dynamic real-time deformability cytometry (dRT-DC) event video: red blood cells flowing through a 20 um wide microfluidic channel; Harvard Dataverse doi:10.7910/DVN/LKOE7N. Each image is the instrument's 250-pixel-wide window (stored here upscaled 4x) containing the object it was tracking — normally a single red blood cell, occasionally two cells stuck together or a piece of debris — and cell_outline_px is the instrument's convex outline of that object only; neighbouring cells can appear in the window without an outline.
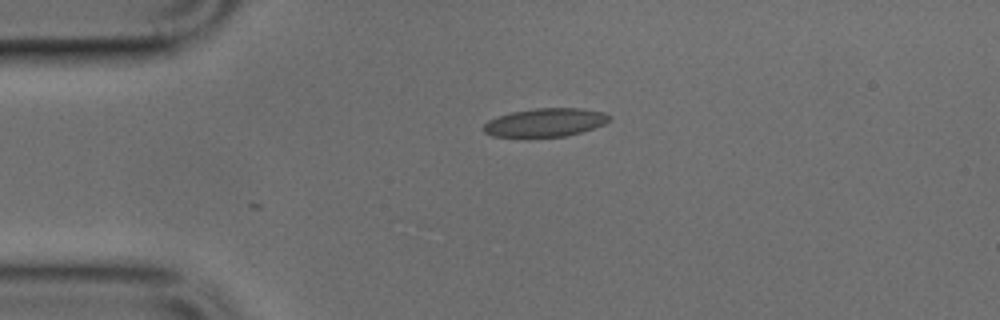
{"species": "common noctule bat (a hibernating species)", "species_latin": "Nyctalus noctula", "temperature_condition": "cold", "stored_images_in_passage": 14, "camera_frame_rate_fps": 3000, "um_per_image_px": 0.085, "animal": {"sex": "male", "body_mass_g": 17.9, "forearm_length_mm": 54.2}, "frame": {"image": 1, "passage_image": 1, "time_ms": 0.0, "image_size_px": [1000, 320], "cell_outline_px": [[612, 116], [604, 124], [580, 132], [564, 136], [528, 140], [492, 136], [484, 132], [484, 124], [488, 120], [512, 112], [536, 108], [580, 108], [604, 112]], "centroid_in_image_um": [46.29, 10.46], "position_along_channel_um": 38.7, "area_um2": 21.44}}
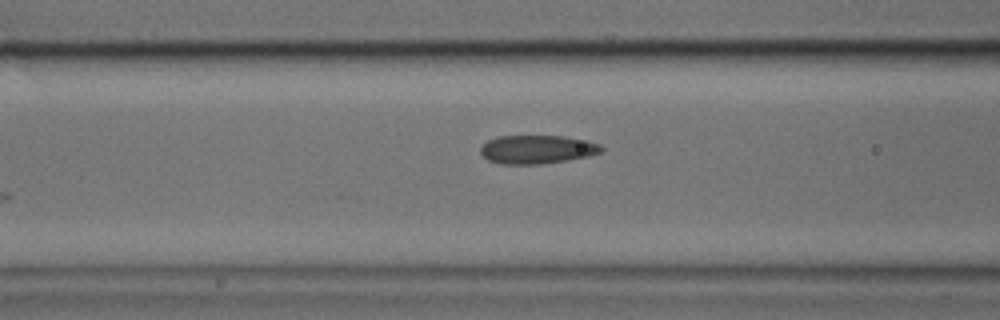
{"frame": {"image": 2, "passage_image": 9, "time_ms": 2.667, "image_size_px": [1000, 320], "cell_outline_px": [[604, 148], [600, 152], [588, 156], [568, 160], [544, 164], [500, 164], [488, 160], [480, 152], [480, 148], [488, 140], [500, 136], [564, 136], [588, 140], [600, 144]], "centroid_in_image_um": [45.67, 12.7], "position_along_channel_um": 120.9, "area_um2": 20.17}}